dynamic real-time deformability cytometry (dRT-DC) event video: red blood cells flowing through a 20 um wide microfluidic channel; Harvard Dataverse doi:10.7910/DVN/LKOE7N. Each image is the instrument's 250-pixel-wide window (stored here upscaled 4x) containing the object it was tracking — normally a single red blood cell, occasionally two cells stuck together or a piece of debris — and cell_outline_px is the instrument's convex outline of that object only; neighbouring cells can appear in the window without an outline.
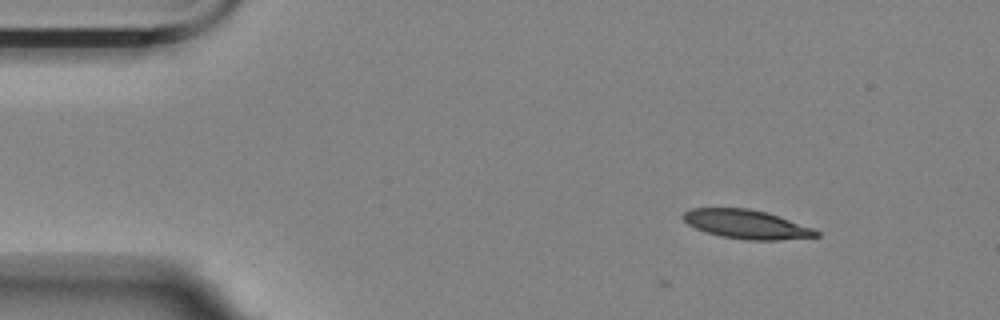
{"species": "Egyptian fruit bat (a non-hibernating species)", "species_latin": "Rousettus aegyptiacus", "temperature_condition": "room temperature", "stored_images_in_passage": 4, "camera_frame_rate_fps": 3000, "um_per_image_px": 0.085, "animal": {"sex": "female"}, "frame": {"image": 1, "passage_image": 1, "time_ms": 0.0, "image_size_px": [1000, 320], "cell_outline_px": [[820, 236], [776, 240], [748, 240], [720, 236], [696, 228], [688, 224], [680, 216], [684, 212], [692, 208], [748, 208], [768, 212], [812, 228], [820, 232]], "centroid_in_image_um": [63.44, 19.05], "position_along_channel_um": 21.6, "area_um2": 22.31}}